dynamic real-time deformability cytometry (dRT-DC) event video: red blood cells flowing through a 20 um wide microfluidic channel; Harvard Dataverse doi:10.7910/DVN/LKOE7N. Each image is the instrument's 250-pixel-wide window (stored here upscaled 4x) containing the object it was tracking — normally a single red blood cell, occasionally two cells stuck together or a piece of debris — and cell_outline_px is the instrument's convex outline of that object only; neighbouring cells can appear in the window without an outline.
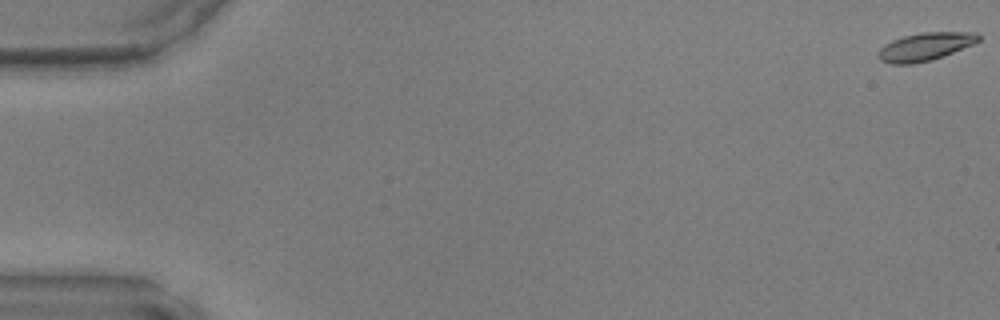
{"species": "common noctule bat (a hibernating species)", "species_latin": "Nyctalus noctula", "temperature_condition": "warm", "stored_images_in_passage": 44, "camera_frame_rate_fps": 3000, "um_per_image_px": 0.085, "animal": {"sex": "male", "body_mass_g": 17.9, "forearm_length_mm": 54.2}, "frame": {"image": 1, "passage_image": 1, "time_ms": 0.0, "image_size_px": [1000, 320], "cell_outline_px": [[980, 40], [972, 44], [932, 60], [912, 64], [892, 64], [880, 60], [876, 56], [880, 48], [884, 44], [892, 40], [904, 36], [924, 32], [976, 32], [980, 36]], "centroid_in_image_um": [78.6, 3.97], "position_along_channel_um": 6.4, "area_um2": 16.24}}
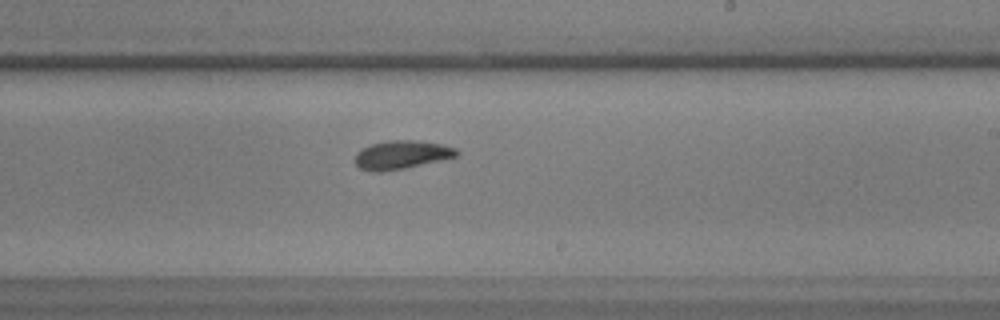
{"frame": {"image": 2, "passage_image": 30, "time_ms": 9.667, "image_size_px": [1000, 320], "cell_outline_px": [[460, 152], [456, 156], [404, 168], [380, 172], [368, 172], [360, 168], [356, 164], [356, 152], [360, 148], [372, 144], [388, 140], [420, 140], [440, 144], [456, 148]], "centroid_in_image_um": [34.09, 13.15], "position_along_channel_um": 254.9, "area_um2": 16.82}}
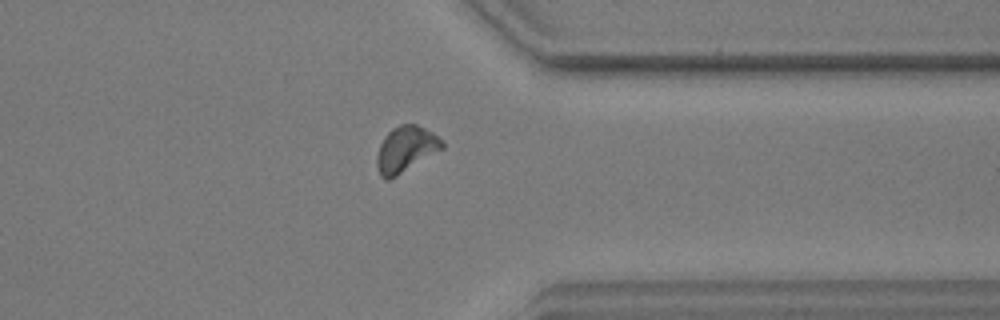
{"frame": {"image": 3, "passage_image": 39, "time_ms": 12.667, "image_size_px": [1000, 320], "cell_outline_px": [[444, 148], [396, 176], [388, 180], [384, 180], [380, 176], [376, 164], [376, 156], [380, 144], [384, 136], [392, 128], [400, 124], [416, 124], [432, 132], [444, 140]], "centroid_in_image_um": [34.48, 12.68], "position_along_channel_um": 376.9, "area_um2": 17.51}}